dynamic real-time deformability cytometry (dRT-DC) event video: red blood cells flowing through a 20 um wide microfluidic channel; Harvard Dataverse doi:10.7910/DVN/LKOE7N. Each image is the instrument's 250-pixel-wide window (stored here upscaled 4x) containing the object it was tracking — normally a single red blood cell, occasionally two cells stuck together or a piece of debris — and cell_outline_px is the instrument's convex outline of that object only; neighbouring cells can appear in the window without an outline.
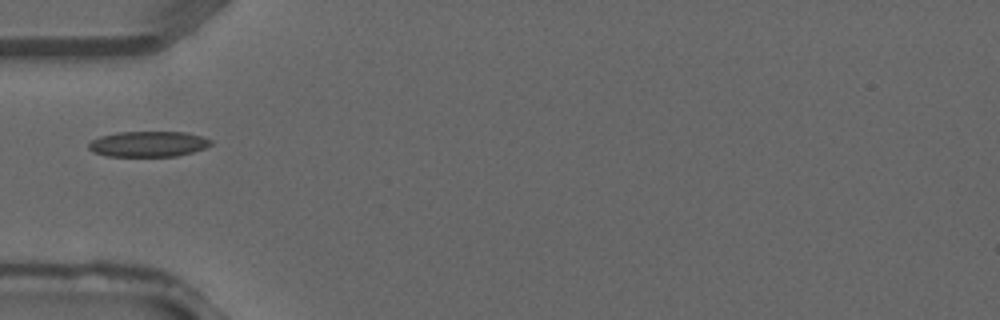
{"species": "common noctule bat (a hibernating species)", "species_latin": "Nyctalus noctula", "temperature_condition": "warm", "stored_images_in_passage": 4, "camera_frame_rate_fps": 3000, "um_per_image_px": 0.085, "animal": {"sex": "male", "forearm_length_mm": 52.5}, "frame": {"image": 1, "passage_image": 4, "time_ms": 1.0, "image_size_px": [1000, 320], "cell_outline_px": [[212, 144], [204, 148], [192, 152], [176, 156], [108, 156], [92, 152], [88, 148], [88, 144], [92, 140], [100, 136], [116, 132], [184, 132], [200, 136], [212, 140]], "centroid_in_image_um": [12.57, 12.24], "position_along_channel_um": 72.4, "area_um2": 18.15}}